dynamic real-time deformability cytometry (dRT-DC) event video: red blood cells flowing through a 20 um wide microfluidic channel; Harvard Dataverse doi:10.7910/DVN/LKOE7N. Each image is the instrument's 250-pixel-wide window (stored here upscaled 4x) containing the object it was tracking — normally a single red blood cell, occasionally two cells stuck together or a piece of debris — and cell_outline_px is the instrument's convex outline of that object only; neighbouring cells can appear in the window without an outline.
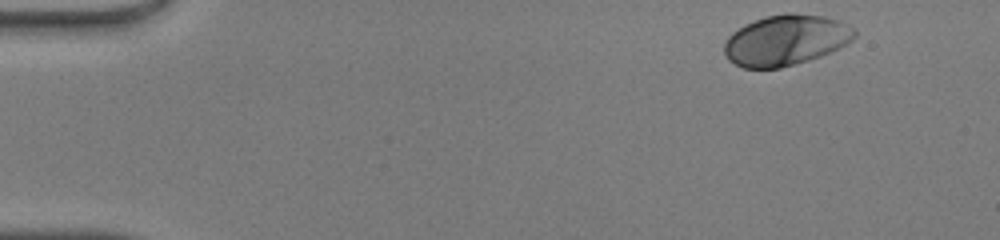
{"species": "human", "species_latin": "Homo sapiens", "temperature_condition": "warm", "stored_images_in_passage": 45, "camera_frame_rate_fps": 3000, "um_per_image_px": 0.085, "donor": {"sex": "male"}, "frame": {"image": 1, "passage_image": 1, "time_ms": 0.0, "image_size_px": [1000, 240], "cell_outline_px": [[856, 36], [848, 44], [820, 56], [808, 60], [780, 68], [744, 68], [728, 60], [724, 56], [724, 44], [728, 36], [732, 32], [744, 24], [764, 16], [788, 12], [792, 12], [824, 16], [840, 20], [856, 28]], "centroid_in_image_um": [66.8, 3.39], "position_along_channel_um": 18.2, "area_um2": 38.84}}
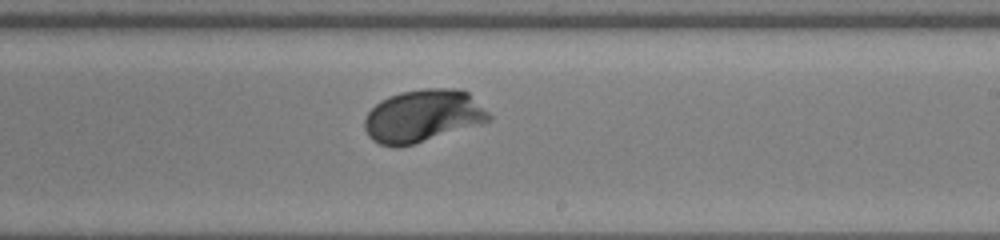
{"frame": {"image": 2, "passage_image": 26, "time_ms": 8.333, "image_size_px": [1000, 240], "cell_outline_px": [[492, 116], [488, 120], [480, 124], [412, 144], [396, 148], [380, 144], [372, 140], [368, 136], [364, 128], [364, 120], [368, 112], [380, 100], [388, 96], [400, 92], [424, 88], [460, 88], [468, 92]], "centroid_in_image_um": [35.91, 9.84], "position_along_channel_um": 253.1, "area_um2": 37.97}}
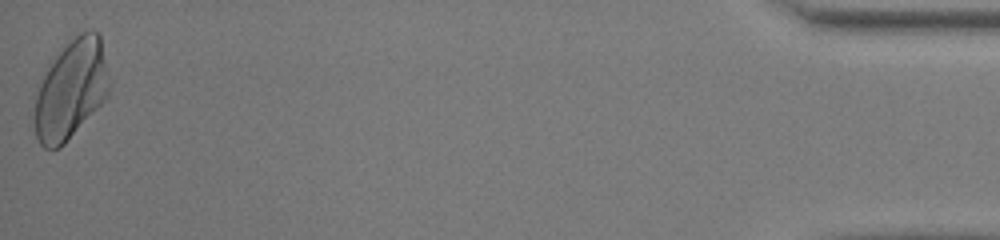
{"frame": {"image": 3, "passage_image": 45, "time_ms": 14.667, "image_size_px": [1000, 240], "cell_outline_px": [[108, 96], [64, 144], [60, 148], [44, 148], [40, 144], [36, 136], [32, 120], [36, 96], [44, 72], [56, 56], [80, 32], [96, 32], [100, 36], [108, 76]], "centroid_in_image_um": [5.99, 7.68], "position_along_channel_um": 429.2, "area_um2": 42.37}, "authors_computed_cell_mechanics": {"area_um2": 37.1654, "velocity_mm_per_s": 4.2274, "shape_relaxation_time_tau1_ms": 1.709, "shape_relaxation_time_tau2_ms": null, "deformation_change_tau1": 0.144, "deformation_change_tau2": null}}